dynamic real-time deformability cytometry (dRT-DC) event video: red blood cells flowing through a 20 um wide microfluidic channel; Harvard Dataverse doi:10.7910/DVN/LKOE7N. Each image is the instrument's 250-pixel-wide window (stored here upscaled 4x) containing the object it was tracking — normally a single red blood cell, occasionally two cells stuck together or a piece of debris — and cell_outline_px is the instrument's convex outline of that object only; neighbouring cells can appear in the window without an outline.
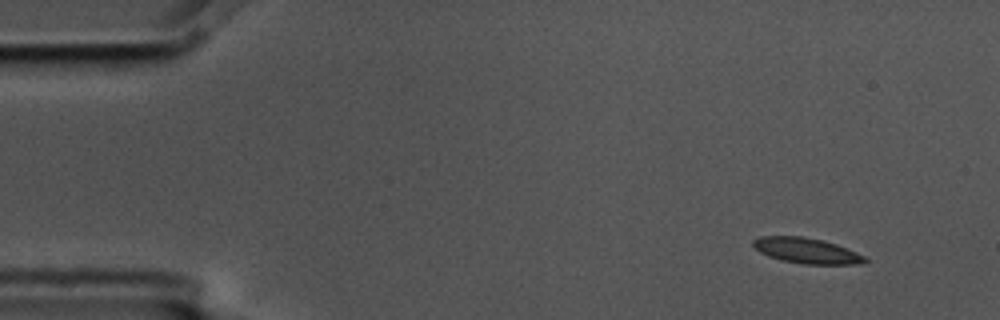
{"species": "common noctule bat (a hibernating species)", "species_latin": "Nyctalus noctula", "temperature_condition": "cold", "stored_images_in_passage": 4, "camera_frame_rate_fps": 3000, "um_per_image_px": 0.085, "animal": {"sex": "male", "body_mass_g": 17.5, "forearm_length_mm": 52.3}, "frame": {"image": 1, "passage_image": 1, "time_ms": 0.0, "image_size_px": [1000, 320], "cell_outline_px": [[868, 260], [864, 264], [804, 264], [780, 260], [768, 256], [760, 252], [752, 244], [752, 240], [760, 236], [800, 236], [820, 240], [836, 244], [856, 252], [864, 256]], "centroid_in_image_um": [68.54, 21.31], "position_along_channel_um": 16.5, "area_um2": 16.53}}
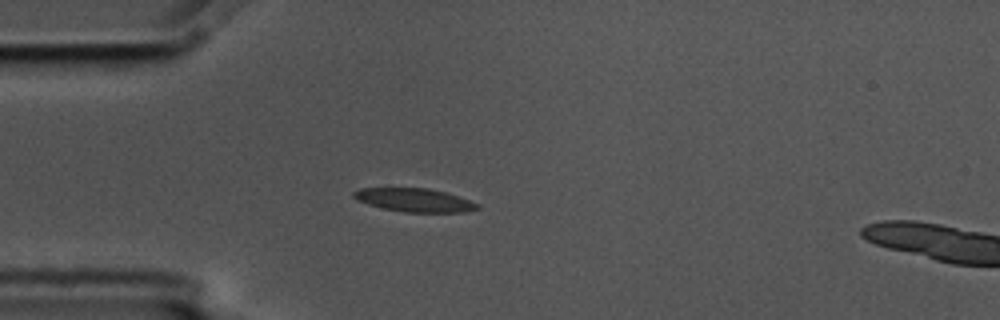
{"frame": {"image": 2, "passage_image": 3, "time_ms": 0.667, "image_size_px": [1000, 320], "cell_outline_px": [[480, 208], [464, 212], [404, 212], [384, 208], [368, 204], [356, 200], [352, 196], [352, 192], [360, 188], [428, 188], [444, 192], [480, 204]], "centroid_in_image_um": [35.19, 17.0], "position_along_channel_um": 49.8, "area_um2": 16.76}}